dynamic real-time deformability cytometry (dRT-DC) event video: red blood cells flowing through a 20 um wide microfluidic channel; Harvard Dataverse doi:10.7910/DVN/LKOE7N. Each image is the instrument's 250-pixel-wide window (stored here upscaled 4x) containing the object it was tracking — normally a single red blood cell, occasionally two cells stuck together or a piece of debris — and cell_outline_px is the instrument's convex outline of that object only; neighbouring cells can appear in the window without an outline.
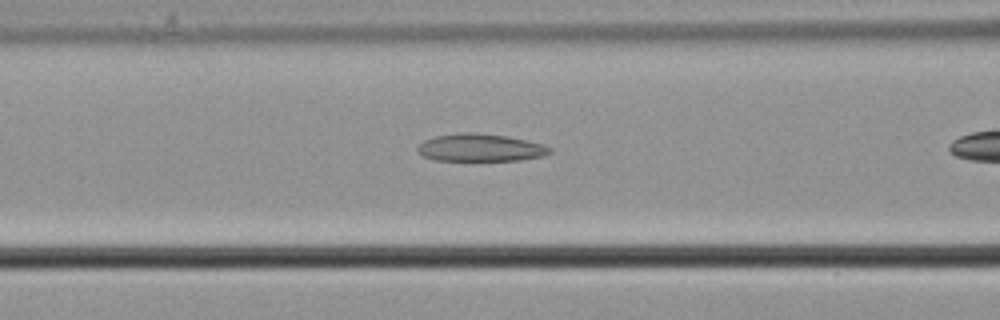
{"species": "common noctule bat (a hibernating species)", "species_latin": "Nyctalus noctula", "temperature_condition": "cold", "stored_images_in_passage": 28, "camera_frame_rate_fps": 3000, "um_per_image_px": 0.085, "animal": {"sex": "male", "body_mass_g": 21.5, "forearm_length_mm": 52.0}, "frame": {"image": 1, "passage_image": 16, "time_ms": 5.0, "image_size_px": [1000, 320], "cell_outline_px": [[552, 152], [544, 156], [520, 160], [432, 160], [416, 152], [416, 148], [424, 140], [436, 136], [460, 132], [472, 132], [508, 136], [528, 140], [544, 144], [552, 148]], "centroid_in_image_um": [40.85, 12.54], "position_along_channel_um": 125.8, "area_um2": 21.44}}